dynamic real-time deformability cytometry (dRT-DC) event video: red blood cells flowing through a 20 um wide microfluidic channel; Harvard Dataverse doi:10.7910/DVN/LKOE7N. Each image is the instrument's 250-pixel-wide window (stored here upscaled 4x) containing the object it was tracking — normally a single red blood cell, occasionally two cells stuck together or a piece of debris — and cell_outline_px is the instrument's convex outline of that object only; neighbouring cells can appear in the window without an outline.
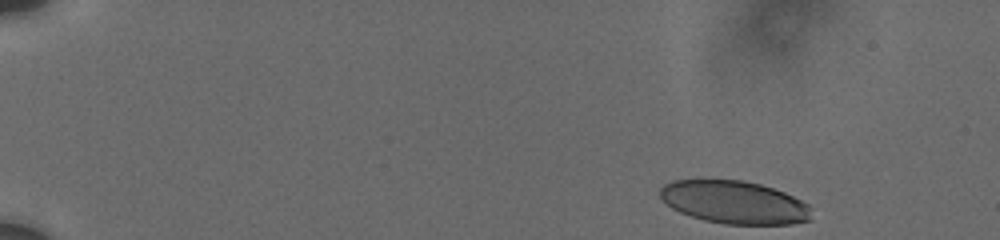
{"species": "human", "species_latin": "Homo sapiens", "temperature_condition": "cold", "stored_images_in_passage": 10, "camera_frame_rate_fps": 3000, "um_per_image_px": 0.085, "donor": {"sex": "male"}, "frame": {"image": 1, "passage_image": 1, "time_ms": 0.0, "image_size_px": [1000, 240], "cell_outline_px": [[812, 220], [792, 224], [724, 224], [704, 220], [680, 212], [672, 208], [660, 196], [660, 188], [664, 184], [672, 180], [744, 180], [760, 184], [784, 192], [808, 204], [812, 208]], "centroid_in_image_um": [62.45, 17.2], "position_along_channel_um": 22.5, "area_um2": 37.86}}